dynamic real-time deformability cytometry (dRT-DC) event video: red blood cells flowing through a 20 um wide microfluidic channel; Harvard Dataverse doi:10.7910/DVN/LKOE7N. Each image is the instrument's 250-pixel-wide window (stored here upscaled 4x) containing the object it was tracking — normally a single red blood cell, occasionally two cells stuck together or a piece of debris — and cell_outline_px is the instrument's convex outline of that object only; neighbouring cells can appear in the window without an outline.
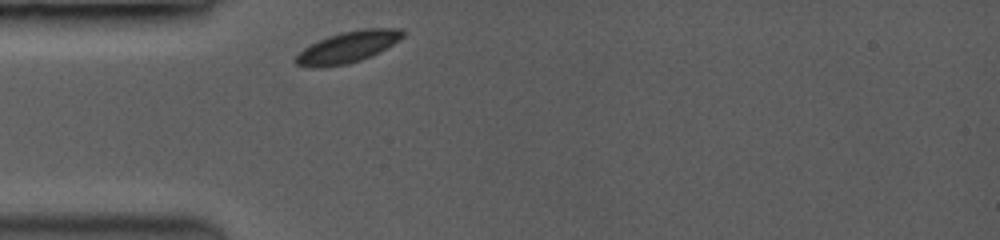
{"species": "common noctule bat (a hibernating species)", "species_latin": "Nyctalus noctula", "temperature_condition": "room temperature", "stored_images_in_passage": 21, "camera_frame_rate_fps": 3500, "um_per_image_px": 0.085, "animal": {"sex": "female", "body_mass_g": 19.0, "forearm_length_mm": 53.3}, "frame": {"image": 1, "passage_image": 1, "time_ms": 0.0, "image_size_px": [1000, 240], "cell_outline_px": [[404, 36], [400, 40], [380, 52], [360, 60], [344, 64], [320, 68], [312, 68], [296, 64], [296, 56], [304, 48], [328, 36], [340, 32], [364, 28], [404, 28]], "centroid_in_image_um": [29.61, 3.99], "position_along_channel_um": 55.4, "area_um2": 19.48}}
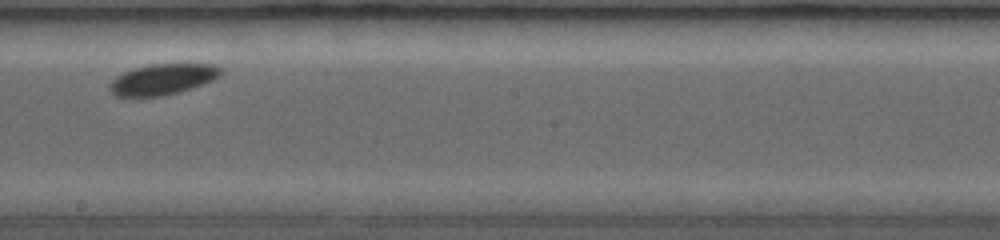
{"frame": {"image": 2, "passage_image": 9, "time_ms": 4.857, "image_size_px": [1000, 240], "cell_outline_px": [[224, 72], [220, 76], [212, 80], [176, 92], [156, 96], [120, 96], [112, 92], [108, 88], [108, 84], [116, 76], [124, 72], [148, 64], [220, 64], [224, 68]], "centroid_in_image_um": [13.86, 6.71], "position_along_channel_um": 234.3, "area_um2": 19.71}}
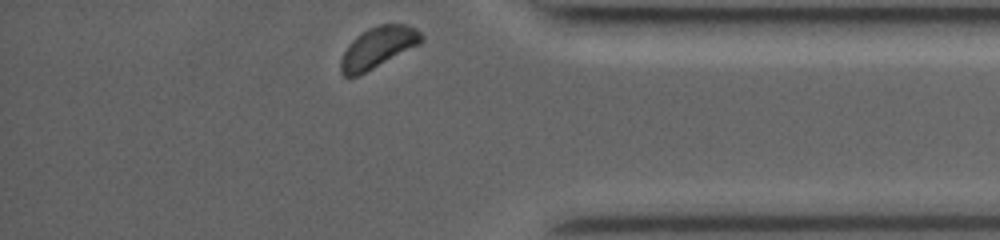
{"frame": {"image": 3, "passage_image": 21, "time_ms": 9.429, "image_size_px": [1000, 240], "cell_outline_px": [[424, 40], [420, 44], [356, 76], [344, 76], [340, 72], [340, 60], [348, 44], [356, 36], [368, 28], [380, 24], [404, 24], [416, 28], [424, 36]], "centroid_in_image_um": [32.13, 4.01], "position_along_channel_um": 403.1, "area_um2": 19.07}, "authors_computed_cell_mechanics": {"area_um2": 19.4208, "velocity_mm_per_s": 3.8172, "shape_relaxation_time_tau1_ms": 4.8291, "shape_relaxation_time_tau2_ms": null, "deformation_change_tau1": 0.0786, "deformation_change_tau2": null}}